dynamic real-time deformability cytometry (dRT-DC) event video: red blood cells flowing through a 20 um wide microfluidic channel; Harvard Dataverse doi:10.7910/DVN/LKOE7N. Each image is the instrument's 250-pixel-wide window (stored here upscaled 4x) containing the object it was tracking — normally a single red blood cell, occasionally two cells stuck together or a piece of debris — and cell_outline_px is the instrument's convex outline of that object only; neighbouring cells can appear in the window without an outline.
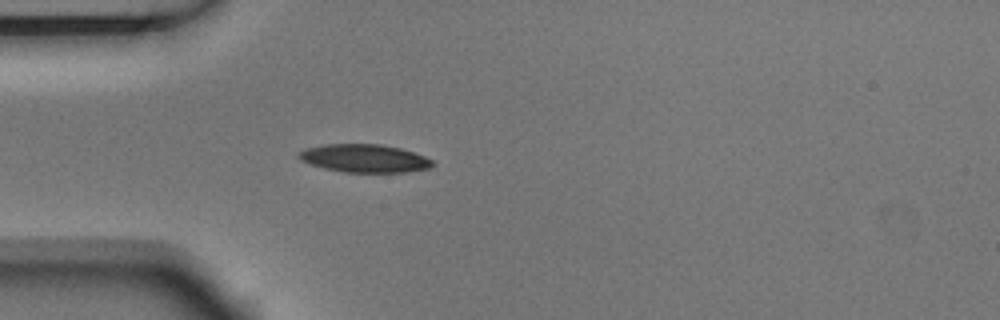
{"species": "Egyptian fruit bat (a non-hibernating species)", "species_latin": "Rousettus aegyptiacus", "temperature_condition": "room temperature", "stored_images_in_passage": 5, "camera_frame_rate_fps": 3000, "um_per_image_px": 0.085, "animal": {"sex": "male"}, "frame": {"image": 1, "passage_image": 5, "time_ms": 1.333, "image_size_px": [1000, 320], "cell_outline_px": [[432, 164], [428, 168], [404, 172], [344, 172], [324, 168], [300, 160], [296, 156], [296, 152], [304, 148], [324, 144], [380, 144], [400, 148], [424, 156], [432, 160]], "centroid_in_image_um": [30.89, 13.45], "position_along_channel_um": 54.1, "area_um2": 21.79}}